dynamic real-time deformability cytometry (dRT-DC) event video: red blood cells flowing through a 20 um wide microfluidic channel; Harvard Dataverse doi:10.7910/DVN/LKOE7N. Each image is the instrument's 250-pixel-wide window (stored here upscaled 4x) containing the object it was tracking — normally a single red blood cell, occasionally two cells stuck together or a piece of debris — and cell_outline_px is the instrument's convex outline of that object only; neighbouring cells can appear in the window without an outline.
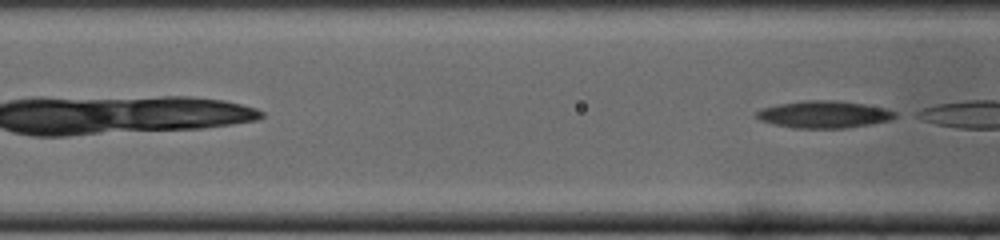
{"species": "common noctule bat (a hibernating species)", "species_latin": "Nyctalus noctula", "temperature_condition": "cold", "stored_images_in_passage": 7, "camera_frame_rate_fps": 3000, "um_per_image_px": 0.085, "animal": {"sex": "male", "body_mass_g": 19.0, "forearm_length_mm": 50.8}, "frame": {"image": 1, "passage_image": 7, "time_ms": 2.0, "image_size_px": [1000, 240], "cell_outline_px": [[896, 116], [888, 120], [868, 124], [844, 128], [792, 128], [760, 120], [756, 116], [756, 112], [760, 108], [780, 104], [804, 100], [836, 100], [864, 104], [884, 108], [896, 112]], "centroid_in_image_um": [70.0, 9.72], "position_along_channel_um": 96.6, "area_um2": 21.68}}